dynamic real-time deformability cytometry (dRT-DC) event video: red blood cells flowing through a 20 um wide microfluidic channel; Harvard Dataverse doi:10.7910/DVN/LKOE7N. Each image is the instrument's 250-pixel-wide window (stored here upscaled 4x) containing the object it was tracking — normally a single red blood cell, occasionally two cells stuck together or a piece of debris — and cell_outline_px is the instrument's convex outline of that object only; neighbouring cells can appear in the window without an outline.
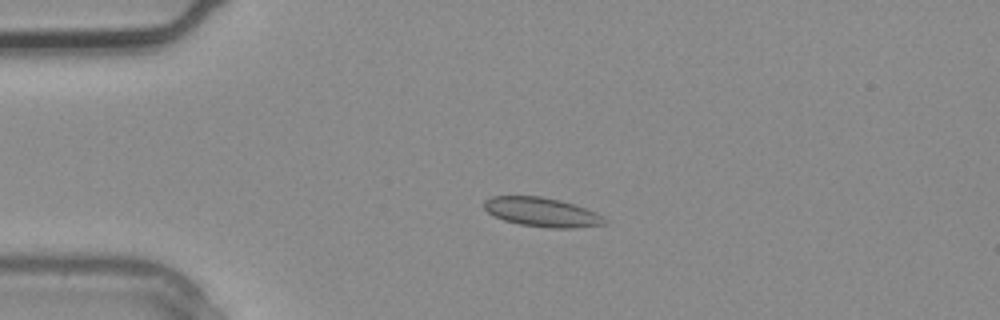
{"species": "common noctule bat (a hibernating species)", "species_latin": "Nyctalus noctula", "temperature_condition": "warm", "stored_images_in_passage": 2, "camera_frame_rate_fps": 3000, "um_per_image_px": 0.085, "animal": {"sex": "male", "body_mass_g": 20.4}, "frame": {"image": 1, "passage_image": 2, "time_ms": 0.333, "image_size_px": [1000, 320], "cell_outline_px": [[608, 220], [604, 224], [572, 228], [548, 228], [520, 224], [504, 220], [488, 212], [484, 208], [484, 200], [492, 196], [540, 196], [560, 200], [596, 212], [604, 216]], "centroid_in_image_um": [46.07, 18.03], "position_along_channel_um": 38.9, "area_um2": 20.35}}